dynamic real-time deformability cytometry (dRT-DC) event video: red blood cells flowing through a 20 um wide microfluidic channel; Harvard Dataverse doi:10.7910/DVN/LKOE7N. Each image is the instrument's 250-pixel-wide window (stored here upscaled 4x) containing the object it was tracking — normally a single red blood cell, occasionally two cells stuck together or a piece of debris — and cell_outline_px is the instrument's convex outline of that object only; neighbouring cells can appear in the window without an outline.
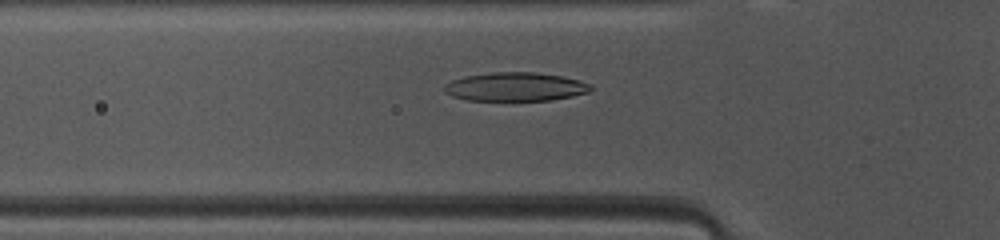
{"species": "common noctule bat (a hibernating species)", "species_latin": "Nyctalus noctula", "temperature_condition": "warm", "stored_images_in_passage": 47, "camera_frame_rate_fps": 3000, "um_per_image_px": 0.085, "animal": {"sex": "female", "body_mass_g": 10.0, "forearm_length_mm": 53.1}, "frame": {"image": 1, "passage_image": 14, "time_ms": 4.333, "image_size_px": [1000, 240], "cell_outline_px": [[592, 92], [552, 100], [468, 100], [452, 96], [444, 92], [444, 84], [452, 80], [464, 76], [492, 72], [532, 72], [560, 76], [580, 80], [588, 84], [592, 88]], "centroid_in_image_um": [43.79, 7.37], "position_along_channel_um": 82.0, "area_um2": 24.45}}
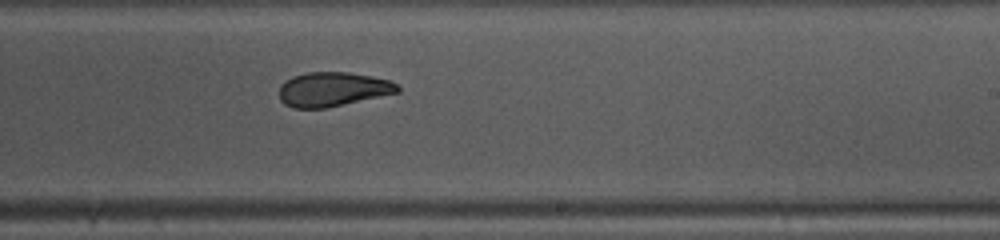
{"frame": {"image": 2, "passage_image": 27, "time_ms": 8.667, "image_size_px": [1000, 240], "cell_outline_px": [[400, 92], [324, 108], [292, 108], [284, 104], [280, 100], [280, 84], [284, 80], [292, 76], [308, 72], [348, 72], [372, 76], [388, 80], [396, 84], [400, 88]], "centroid_in_image_um": [28.25, 7.58], "position_along_channel_um": 260.8, "area_um2": 23.64}}
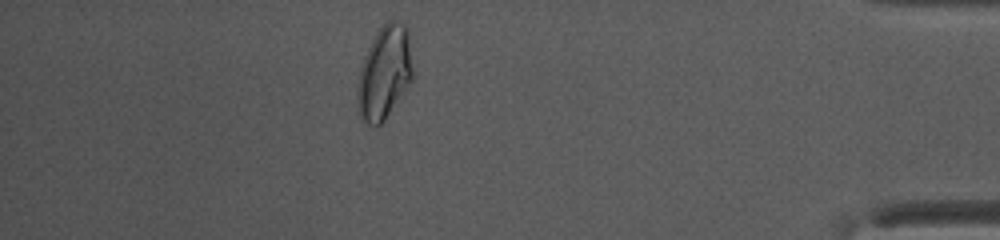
{"frame": {"image": 3, "passage_image": 41, "time_ms": 13.333, "image_size_px": [1000, 240], "cell_outline_px": [[412, 80], [384, 120], [376, 128], [368, 124], [360, 116], [356, 108], [356, 88], [360, 68], [364, 56], [376, 32], [388, 20], [400, 20], [408, 28], [412, 68]], "centroid_in_image_um": [32.65, 6.18], "position_along_channel_um": 402.6, "area_um2": 30.23}, "authors_computed_cell_mechanics": {"area_um2": 25.0274, "velocity_mm_per_s": 4.1034, "shape_relaxation_time_tau1_ms": 4.3321, "shape_relaxation_time_tau2_ms": 4.3469, "deformation_change_tau1": 0.1759, "deformation_change_tau2": 0.0767}}